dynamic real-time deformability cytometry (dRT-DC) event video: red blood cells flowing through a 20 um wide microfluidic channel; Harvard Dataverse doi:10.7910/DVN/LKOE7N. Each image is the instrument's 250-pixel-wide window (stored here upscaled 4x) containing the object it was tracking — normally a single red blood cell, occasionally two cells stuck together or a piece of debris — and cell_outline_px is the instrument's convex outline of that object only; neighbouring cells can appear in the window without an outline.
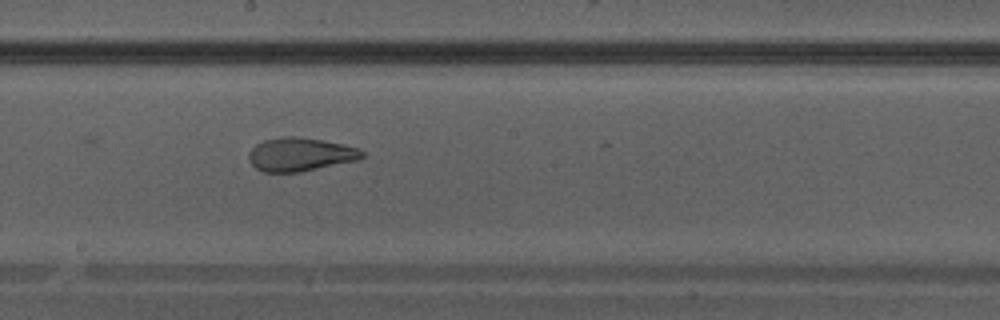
{"species": "Egyptian fruit bat (a non-hibernating species)", "species_latin": "Rousettus aegyptiacus", "temperature_condition": "warm", "stored_images_in_passage": 38, "camera_frame_rate_fps": 3000, "um_per_image_px": 0.085, "animal": {"sex": "male"}, "frame": {"image": 1, "passage_image": 22, "time_ms": 7.0, "image_size_px": [1000, 320], "cell_outline_px": [[364, 156], [356, 160], [300, 172], [264, 172], [256, 168], [248, 160], [248, 152], [256, 144], [264, 140], [280, 136], [296, 136], [320, 140], [340, 144], [356, 148], [364, 152]], "centroid_in_image_um": [25.45, 13.12], "position_along_channel_um": 222.7, "area_um2": 21.91}}